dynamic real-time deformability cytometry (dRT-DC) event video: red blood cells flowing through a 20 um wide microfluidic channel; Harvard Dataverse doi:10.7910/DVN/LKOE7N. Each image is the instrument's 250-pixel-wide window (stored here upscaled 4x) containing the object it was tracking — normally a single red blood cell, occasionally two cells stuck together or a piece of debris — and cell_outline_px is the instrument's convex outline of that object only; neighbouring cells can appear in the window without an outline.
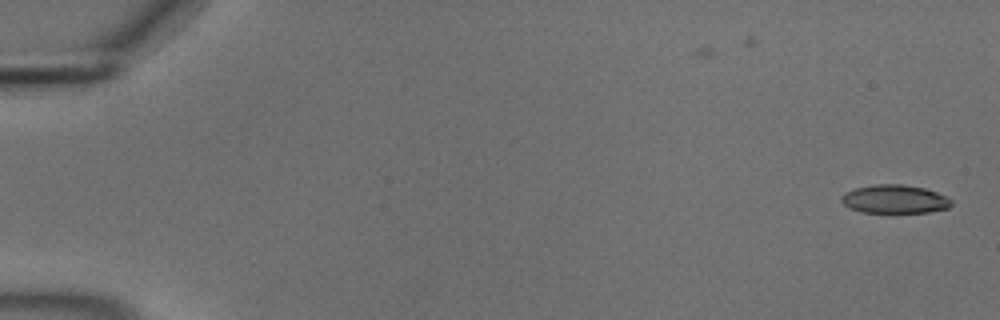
{"species": "common noctule bat (a hibernating species)", "species_latin": "Nyctalus noctula", "temperature_condition": "cold", "stored_images_in_passage": 55, "camera_frame_rate_fps": 3000, "um_per_image_px": 0.085, "animal": {"sex": "male", "body_mass_g": 18.8}, "frame": {"image": 1, "passage_image": 1, "time_ms": 0.0, "image_size_px": [1000, 320], "cell_outline_px": [[952, 204], [948, 208], [928, 212], [860, 212], [848, 208], [840, 200], [840, 196], [844, 192], [856, 188], [876, 184], [904, 184], [924, 188], [948, 196], [952, 200]], "centroid_in_image_um": [76.03, 16.92], "position_along_channel_um": 9.0, "area_um2": 18.38}}
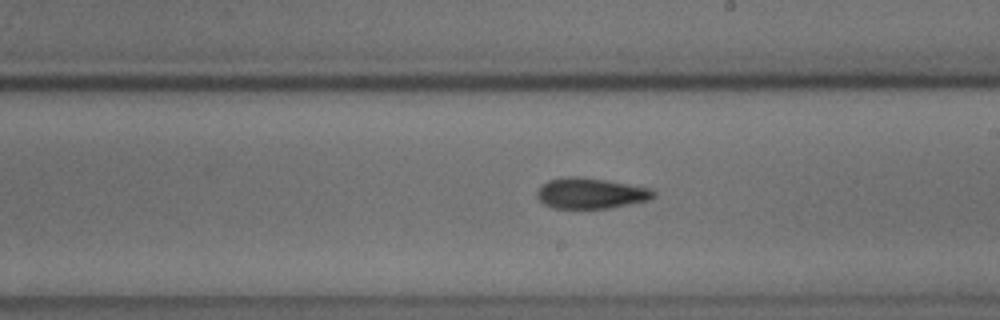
{"frame": {"image": 2, "passage_image": 32, "time_ms": 10.333, "image_size_px": [1000, 320], "cell_outline_px": [[656, 192], [648, 200], [608, 208], [552, 208], [544, 204], [536, 196], [536, 192], [548, 180], [564, 176], [580, 176], [652, 188]], "centroid_in_image_um": [50.18, 16.42], "position_along_channel_um": 238.8, "area_um2": 20.69}}
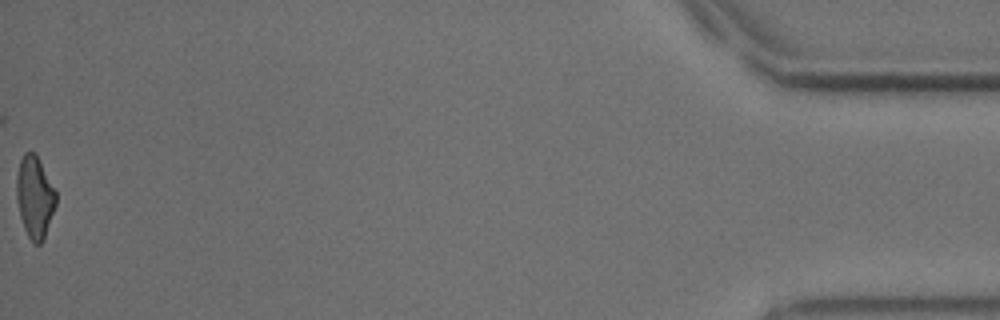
{"frame": {"image": 3, "passage_image": 55, "time_ms": 18.0, "image_size_px": [1000, 320], "cell_outline_px": [[56, 204], [44, 240], [40, 244], [36, 244], [28, 236], [24, 228], [20, 216], [16, 200], [16, 176], [20, 160], [24, 152], [36, 152], [56, 192]], "centroid_in_image_um": [2.94, 16.73], "position_along_channel_um": 432.3, "area_um2": 18.9}, "authors_computed_cell_mechanics": {"area_um2": 20.0566, "velocity_mm_per_s": 3.7105, "shape_relaxation_time_tau1_ms": 8.3456, "shape_relaxation_time_tau2_ms": 5.1477, "deformation_change_tau1": 0.1781, "deformation_change_tau2": 0.1396}}